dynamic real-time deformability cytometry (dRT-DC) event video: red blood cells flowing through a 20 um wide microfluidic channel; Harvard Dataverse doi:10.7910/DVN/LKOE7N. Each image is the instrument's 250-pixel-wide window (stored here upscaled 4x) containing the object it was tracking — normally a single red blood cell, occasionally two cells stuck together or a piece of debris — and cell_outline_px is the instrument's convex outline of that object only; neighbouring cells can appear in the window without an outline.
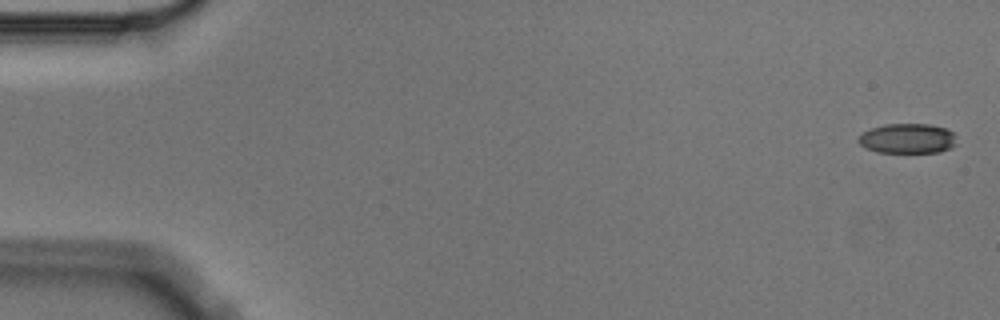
{"species": "Egyptian fruit bat (a non-hibernating species)", "species_latin": "Rousettus aegyptiacus", "temperature_condition": "cold", "stored_images_in_passage": 5, "segment_of_instrument_passage": [2, 2], "camera_frame_rate_fps": 3000, "um_per_image_px": 0.085, "animal": {"sex": "male"}, "frame": {"image": 1, "passage_image": 5, "time_ms": 1.333, "image_size_px": [1000, 320], "cell_outline_px": [[956, 144], [952, 148], [940, 152], [876, 152], [864, 148], [856, 140], [860, 132], [884, 124], [932, 124], [948, 128], [956, 136]], "centroid_in_image_um": [77.13, 11.76], "position_along_channel_um": 7.9, "area_um2": 17.51}}